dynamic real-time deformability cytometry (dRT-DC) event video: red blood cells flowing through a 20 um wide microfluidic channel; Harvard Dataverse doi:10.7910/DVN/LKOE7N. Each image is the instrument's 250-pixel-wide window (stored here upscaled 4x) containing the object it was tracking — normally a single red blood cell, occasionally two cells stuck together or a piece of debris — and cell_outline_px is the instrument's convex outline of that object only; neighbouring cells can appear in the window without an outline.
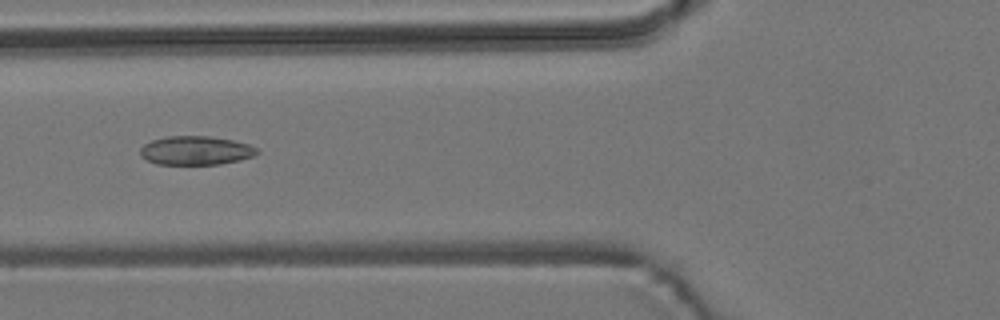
{"species": "common noctule bat (a hibernating species)", "species_latin": "Nyctalus noctula", "temperature_condition": "room temperature", "stored_images_in_passage": 4, "camera_frame_rate_fps": 3000, "um_per_image_px": 0.085, "animal": {"sex": "male", "body_mass_g": 19.2, "forearm_length_mm": 51.8}, "frame": {"image": 1, "passage_image": 3, "time_ms": 0.667, "image_size_px": [1000, 320], "cell_outline_px": [[260, 152], [252, 156], [240, 160], [220, 164], [156, 164], [140, 156], [140, 148], [144, 144], [152, 140], [168, 136], [208, 136], [232, 140], [248, 144], [256, 148]], "centroid_in_image_um": [16.62, 12.79], "position_along_channel_um": 109.2, "area_um2": 19.54}}
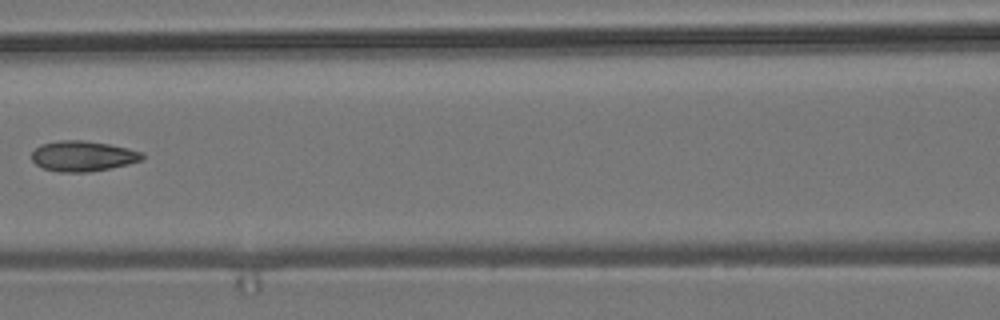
{"frame": {"image": 2, "passage_image": 4, "time_ms": 1.0, "image_size_px": [1000, 320], "cell_outline_px": [[144, 156], [140, 160], [128, 164], [88, 172], [60, 172], [44, 168], [36, 164], [32, 160], [32, 152], [40, 144], [60, 140], [84, 140], [108, 144], [128, 148], [144, 152]], "centroid_in_image_um": [7.03, 13.26], "position_along_channel_um": 159.6, "area_um2": 19.48}}